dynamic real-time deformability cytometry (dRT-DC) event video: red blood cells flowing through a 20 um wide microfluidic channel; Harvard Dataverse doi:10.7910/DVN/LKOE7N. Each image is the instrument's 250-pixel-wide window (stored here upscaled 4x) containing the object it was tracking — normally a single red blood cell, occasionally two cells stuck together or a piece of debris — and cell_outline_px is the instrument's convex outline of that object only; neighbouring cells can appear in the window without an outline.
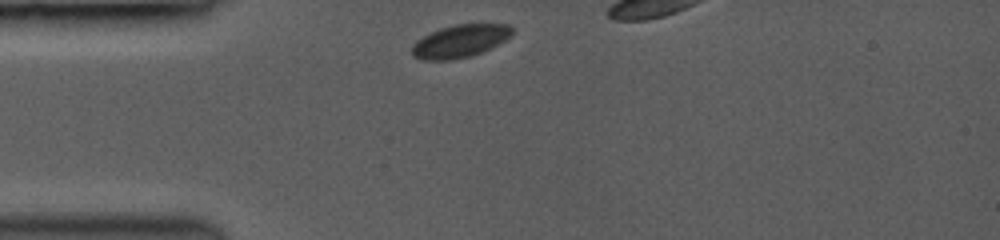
{"species": "common noctule bat (a hibernating species)", "species_latin": "Nyctalus noctula", "temperature_condition": "room temperature", "stored_images_in_passage": 4, "camera_frame_rate_fps": 3000, "um_per_image_px": 0.085, "animal": {"sex": "female", "body_mass_g": 19.0, "forearm_length_mm": 53.3}, "frame": {"image": 1, "passage_image": 1, "time_ms": 0.0, "image_size_px": [1000, 240], "cell_outline_px": [[512, 36], [480, 52], [468, 56], [448, 60], [420, 60], [412, 56], [412, 44], [416, 40], [440, 28], [456, 24], [508, 24], [512, 28]], "centroid_in_image_um": [39.06, 3.49], "position_along_channel_um": 45.9, "area_um2": 18.84}}
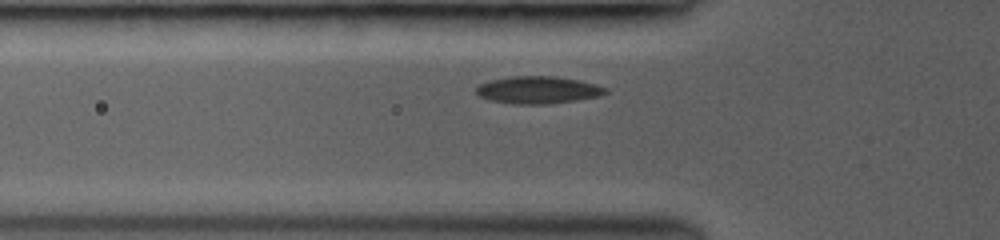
{"frame": {"image": 2, "passage_image": 4, "time_ms": 2.667, "image_size_px": [1000, 240], "cell_outline_px": [[608, 92], [600, 96], [576, 100], [548, 104], [512, 104], [488, 100], [480, 96], [476, 92], [476, 88], [480, 84], [488, 80], [508, 76], [556, 76], [580, 80], [596, 84], [608, 88]], "centroid_in_image_um": [45.73, 7.64], "position_along_channel_um": 80.1, "area_um2": 20.87}}